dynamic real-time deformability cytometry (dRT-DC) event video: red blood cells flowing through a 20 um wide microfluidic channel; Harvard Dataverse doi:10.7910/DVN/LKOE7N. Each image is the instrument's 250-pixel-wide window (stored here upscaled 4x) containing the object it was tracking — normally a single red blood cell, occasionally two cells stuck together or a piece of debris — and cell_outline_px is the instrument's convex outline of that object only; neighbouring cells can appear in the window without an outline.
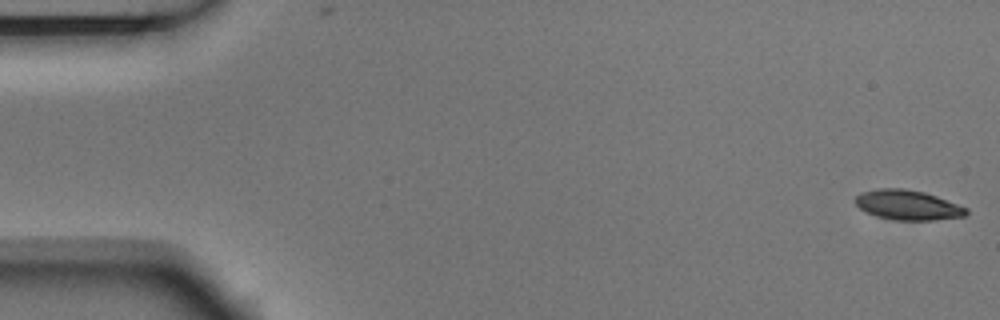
{"species": "Egyptian fruit bat (a non-hibernating species)", "species_latin": "Rousettus aegyptiacus", "temperature_condition": "room temperature", "stored_images_in_passage": 6, "segment_of_instrument_passage": [1, 2], "camera_frame_rate_fps": 3000, "um_per_image_px": 0.085, "animal": {"sex": "male"}, "frame": {"image": 1, "passage_image": 1, "time_ms": 0.0, "image_size_px": [1000, 320], "cell_outline_px": [[968, 212], [964, 216], [932, 220], [892, 220], [876, 216], [860, 208], [852, 200], [860, 192], [876, 188], [904, 188], [924, 192], [936, 196], [968, 208]], "centroid_in_image_um": [77.12, 17.41], "position_along_channel_um": 7.9, "area_um2": 19.36}}